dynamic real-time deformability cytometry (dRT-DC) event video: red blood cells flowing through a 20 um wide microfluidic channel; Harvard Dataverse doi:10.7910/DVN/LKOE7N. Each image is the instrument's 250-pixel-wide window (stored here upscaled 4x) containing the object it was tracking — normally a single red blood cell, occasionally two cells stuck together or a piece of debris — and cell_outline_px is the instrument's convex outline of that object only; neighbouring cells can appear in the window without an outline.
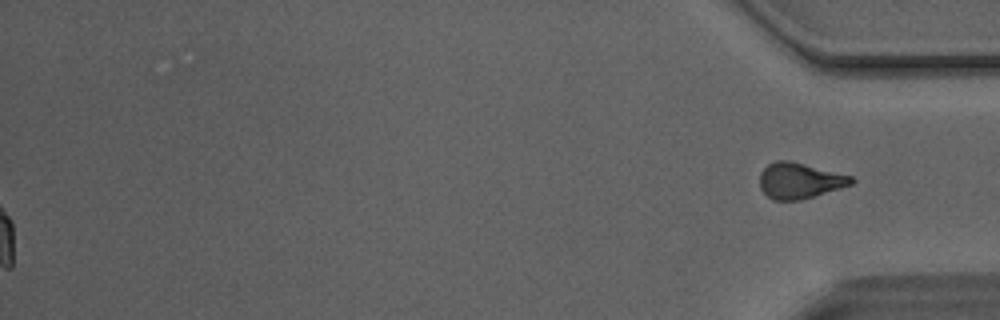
{"species": "Egyptian fruit bat (a non-hibernating species)", "species_latin": "Rousettus aegyptiacus", "temperature_condition": "room temperature", "stored_images_in_passage": 51, "segment_of_instrument_passage": [2, 2], "camera_frame_rate_fps": 3000, "um_per_image_px": 0.085, "animal": {"sex": "male"}, "frame": {"image": 1, "passage_image": 51, "time_ms": 16.667, "image_size_px": [1000, 320], "cell_outline_px": [[856, 180], [852, 184], [840, 188], [800, 200], [772, 200], [760, 188], [760, 172], [768, 164], [776, 160], [788, 160], [852, 176]], "centroid_in_image_um": [67.95, 15.35], "position_along_channel_um": 367.2, "area_um2": 18.96}}